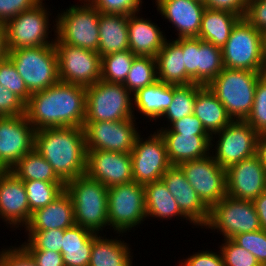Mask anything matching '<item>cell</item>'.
Returning <instances> with one entry per match:
<instances>
[{"mask_svg": "<svg viewBox=\"0 0 266 266\" xmlns=\"http://www.w3.org/2000/svg\"><path fill=\"white\" fill-rule=\"evenodd\" d=\"M31 214L23 180L10 170H0V218L17 229L27 225Z\"/></svg>", "mask_w": 266, "mask_h": 266, "instance_id": "cell-21", "label": "cell"}, {"mask_svg": "<svg viewBox=\"0 0 266 266\" xmlns=\"http://www.w3.org/2000/svg\"><path fill=\"white\" fill-rule=\"evenodd\" d=\"M28 232L27 242L22 245L27 250H52L60 252L62 248V238L64 230L49 229L46 231H26Z\"/></svg>", "mask_w": 266, "mask_h": 266, "instance_id": "cell-41", "label": "cell"}, {"mask_svg": "<svg viewBox=\"0 0 266 266\" xmlns=\"http://www.w3.org/2000/svg\"><path fill=\"white\" fill-rule=\"evenodd\" d=\"M203 85L193 83L183 86L174 85L173 101L161 116L167 118L166 121L171 125L174 121L180 120L189 114H193L196 92Z\"/></svg>", "mask_w": 266, "mask_h": 266, "instance_id": "cell-38", "label": "cell"}, {"mask_svg": "<svg viewBox=\"0 0 266 266\" xmlns=\"http://www.w3.org/2000/svg\"><path fill=\"white\" fill-rule=\"evenodd\" d=\"M42 0H0V22L5 24L19 13L35 7Z\"/></svg>", "mask_w": 266, "mask_h": 266, "instance_id": "cell-50", "label": "cell"}, {"mask_svg": "<svg viewBox=\"0 0 266 266\" xmlns=\"http://www.w3.org/2000/svg\"><path fill=\"white\" fill-rule=\"evenodd\" d=\"M193 114L202 122L211 136L232 121L223 104L207 85L196 92Z\"/></svg>", "mask_w": 266, "mask_h": 266, "instance_id": "cell-30", "label": "cell"}, {"mask_svg": "<svg viewBox=\"0 0 266 266\" xmlns=\"http://www.w3.org/2000/svg\"><path fill=\"white\" fill-rule=\"evenodd\" d=\"M157 80L156 58L136 55L123 85L133 95Z\"/></svg>", "mask_w": 266, "mask_h": 266, "instance_id": "cell-35", "label": "cell"}, {"mask_svg": "<svg viewBox=\"0 0 266 266\" xmlns=\"http://www.w3.org/2000/svg\"><path fill=\"white\" fill-rule=\"evenodd\" d=\"M162 136L169 162L179 165L183 162L200 159L211 153V135H192L178 133H160Z\"/></svg>", "mask_w": 266, "mask_h": 266, "instance_id": "cell-25", "label": "cell"}, {"mask_svg": "<svg viewBox=\"0 0 266 266\" xmlns=\"http://www.w3.org/2000/svg\"><path fill=\"white\" fill-rule=\"evenodd\" d=\"M34 149L66 183L86 172L87 149L82 127H56L35 131Z\"/></svg>", "mask_w": 266, "mask_h": 266, "instance_id": "cell-2", "label": "cell"}, {"mask_svg": "<svg viewBox=\"0 0 266 266\" xmlns=\"http://www.w3.org/2000/svg\"><path fill=\"white\" fill-rule=\"evenodd\" d=\"M179 266H224V261L221 252L202 250L179 261Z\"/></svg>", "mask_w": 266, "mask_h": 266, "instance_id": "cell-52", "label": "cell"}, {"mask_svg": "<svg viewBox=\"0 0 266 266\" xmlns=\"http://www.w3.org/2000/svg\"><path fill=\"white\" fill-rule=\"evenodd\" d=\"M204 4L206 8L230 11L243 18L248 0H205Z\"/></svg>", "mask_w": 266, "mask_h": 266, "instance_id": "cell-53", "label": "cell"}, {"mask_svg": "<svg viewBox=\"0 0 266 266\" xmlns=\"http://www.w3.org/2000/svg\"><path fill=\"white\" fill-rule=\"evenodd\" d=\"M136 138L131 153L133 181L146 185L162 179L172 166L169 162L165 142L160 133L154 132L147 139Z\"/></svg>", "mask_w": 266, "mask_h": 266, "instance_id": "cell-14", "label": "cell"}, {"mask_svg": "<svg viewBox=\"0 0 266 266\" xmlns=\"http://www.w3.org/2000/svg\"><path fill=\"white\" fill-rule=\"evenodd\" d=\"M232 240L253 254L261 265L266 264V231L259 229L237 234Z\"/></svg>", "mask_w": 266, "mask_h": 266, "instance_id": "cell-44", "label": "cell"}, {"mask_svg": "<svg viewBox=\"0 0 266 266\" xmlns=\"http://www.w3.org/2000/svg\"><path fill=\"white\" fill-rule=\"evenodd\" d=\"M54 46L59 81L87 87L101 80V57L97 52L64 43Z\"/></svg>", "mask_w": 266, "mask_h": 266, "instance_id": "cell-13", "label": "cell"}, {"mask_svg": "<svg viewBox=\"0 0 266 266\" xmlns=\"http://www.w3.org/2000/svg\"><path fill=\"white\" fill-rule=\"evenodd\" d=\"M100 13L130 14L140 12L142 0H88Z\"/></svg>", "mask_w": 266, "mask_h": 266, "instance_id": "cell-45", "label": "cell"}, {"mask_svg": "<svg viewBox=\"0 0 266 266\" xmlns=\"http://www.w3.org/2000/svg\"><path fill=\"white\" fill-rule=\"evenodd\" d=\"M129 49L128 16L101 13L99 18L98 54L104 55Z\"/></svg>", "mask_w": 266, "mask_h": 266, "instance_id": "cell-27", "label": "cell"}, {"mask_svg": "<svg viewBox=\"0 0 266 266\" xmlns=\"http://www.w3.org/2000/svg\"><path fill=\"white\" fill-rule=\"evenodd\" d=\"M222 49L223 66L228 69L265 72L264 34L244 17L233 26Z\"/></svg>", "mask_w": 266, "mask_h": 266, "instance_id": "cell-5", "label": "cell"}, {"mask_svg": "<svg viewBox=\"0 0 266 266\" xmlns=\"http://www.w3.org/2000/svg\"><path fill=\"white\" fill-rule=\"evenodd\" d=\"M85 174L108 188L131 182V153L87 150Z\"/></svg>", "mask_w": 266, "mask_h": 266, "instance_id": "cell-18", "label": "cell"}, {"mask_svg": "<svg viewBox=\"0 0 266 266\" xmlns=\"http://www.w3.org/2000/svg\"><path fill=\"white\" fill-rule=\"evenodd\" d=\"M137 15L128 16L129 50L135 55L156 57L167 38L156 23Z\"/></svg>", "mask_w": 266, "mask_h": 266, "instance_id": "cell-24", "label": "cell"}, {"mask_svg": "<svg viewBox=\"0 0 266 266\" xmlns=\"http://www.w3.org/2000/svg\"><path fill=\"white\" fill-rule=\"evenodd\" d=\"M202 202L211 209L226 192V169L210 155L178 165Z\"/></svg>", "mask_w": 266, "mask_h": 266, "instance_id": "cell-15", "label": "cell"}, {"mask_svg": "<svg viewBox=\"0 0 266 266\" xmlns=\"http://www.w3.org/2000/svg\"><path fill=\"white\" fill-rule=\"evenodd\" d=\"M136 119L85 122L86 149L130 153L139 135L134 123Z\"/></svg>", "mask_w": 266, "mask_h": 266, "instance_id": "cell-16", "label": "cell"}, {"mask_svg": "<svg viewBox=\"0 0 266 266\" xmlns=\"http://www.w3.org/2000/svg\"><path fill=\"white\" fill-rule=\"evenodd\" d=\"M75 224L73 201L64 190L50 204L34 210L24 228L25 231L65 230Z\"/></svg>", "mask_w": 266, "mask_h": 266, "instance_id": "cell-23", "label": "cell"}, {"mask_svg": "<svg viewBox=\"0 0 266 266\" xmlns=\"http://www.w3.org/2000/svg\"><path fill=\"white\" fill-rule=\"evenodd\" d=\"M5 25L0 22V61L8 57Z\"/></svg>", "mask_w": 266, "mask_h": 266, "instance_id": "cell-57", "label": "cell"}, {"mask_svg": "<svg viewBox=\"0 0 266 266\" xmlns=\"http://www.w3.org/2000/svg\"><path fill=\"white\" fill-rule=\"evenodd\" d=\"M252 202L259 217L261 230L266 231V191L255 198Z\"/></svg>", "mask_w": 266, "mask_h": 266, "instance_id": "cell-55", "label": "cell"}, {"mask_svg": "<svg viewBox=\"0 0 266 266\" xmlns=\"http://www.w3.org/2000/svg\"><path fill=\"white\" fill-rule=\"evenodd\" d=\"M5 249L0 251V266H38L35 259L23 245L10 246L9 249Z\"/></svg>", "mask_w": 266, "mask_h": 266, "instance_id": "cell-48", "label": "cell"}, {"mask_svg": "<svg viewBox=\"0 0 266 266\" xmlns=\"http://www.w3.org/2000/svg\"><path fill=\"white\" fill-rule=\"evenodd\" d=\"M244 18L259 32L266 34V1L248 0Z\"/></svg>", "mask_w": 266, "mask_h": 266, "instance_id": "cell-51", "label": "cell"}, {"mask_svg": "<svg viewBox=\"0 0 266 266\" xmlns=\"http://www.w3.org/2000/svg\"><path fill=\"white\" fill-rule=\"evenodd\" d=\"M258 134H266V74L257 81L254 103L245 120Z\"/></svg>", "mask_w": 266, "mask_h": 266, "instance_id": "cell-40", "label": "cell"}, {"mask_svg": "<svg viewBox=\"0 0 266 266\" xmlns=\"http://www.w3.org/2000/svg\"><path fill=\"white\" fill-rule=\"evenodd\" d=\"M206 228L217 230L224 239H232L237 234L257 231L261 226L252 201L226 195L210 209Z\"/></svg>", "mask_w": 266, "mask_h": 266, "instance_id": "cell-10", "label": "cell"}, {"mask_svg": "<svg viewBox=\"0 0 266 266\" xmlns=\"http://www.w3.org/2000/svg\"><path fill=\"white\" fill-rule=\"evenodd\" d=\"M223 68L222 49L199 38L198 84L208 85Z\"/></svg>", "mask_w": 266, "mask_h": 266, "instance_id": "cell-36", "label": "cell"}, {"mask_svg": "<svg viewBox=\"0 0 266 266\" xmlns=\"http://www.w3.org/2000/svg\"><path fill=\"white\" fill-rule=\"evenodd\" d=\"M69 6L55 19V42L92 50L98 53L99 18L101 13L89 2Z\"/></svg>", "mask_w": 266, "mask_h": 266, "instance_id": "cell-6", "label": "cell"}, {"mask_svg": "<svg viewBox=\"0 0 266 266\" xmlns=\"http://www.w3.org/2000/svg\"><path fill=\"white\" fill-rule=\"evenodd\" d=\"M157 77L168 85L183 86L194 82L186 73L184 55L182 53V38L167 40L156 55Z\"/></svg>", "mask_w": 266, "mask_h": 266, "instance_id": "cell-26", "label": "cell"}, {"mask_svg": "<svg viewBox=\"0 0 266 266\" xmlns=\"http://www.w3.org/2000/svg\"><path fill=\"white\" fill-rule=\"evenodd\" d=\"M95 233L77 224L64 230L60 250L64 266H89Z\"/></svg>", "mask_w": 266, "mask_h": 266, "instance_id": "cell-29", "label": "cell"}, {"mask_svg": "<svg viewBox=\"0 0 266 266\" xmlns=\"http://www.w3.org/2000/svg\"><path fill=\"white\" fill-rule=\"evenodd\" d=\"M198 52L199 38H182V53L187 75L198 84Z\"/></svg>", "mask_w": 266, "mask_h": 266, "instance_id": "cell-47", "label": "cell"}, {"mask_svg": "<svg viewBox=\"0 0 266 266\" xmlns=\"http://www.w3.org/2000/svg\"><path fill=\"white\" fill-rule=\"evenodd\" d=\"M10 171L23 181L42 180L53 183H65L52 166L35 149L22 157Z\"/></svg>", "mask_w": 266, "mask_h": 266, "instance_id": "cell-34", "label": "cell"}, {"mask_svg": "<svg viewBox=\"0 0 266 266\" xmlns=\"http://www.w3.org/2000/svg\"><path fill=\"white\" fill-rule=\"evenodd\" d=\"M174 85H168L160 80L138 90L133 94L134 104L143 117L151 120L160 118L173 101Z\"/></svg>", "mask_w": 266, "mask_h": 266, "instance_id": "cell-28", "label": "cell"}, {"mask_svg": "<svg viewBox=\"0 0 266 266\" xmlns=\"http://www.w3.org/2000/svg\"><path fill=\"white\" fill-rule=\"evenodd\" d=\"M34 134L25 115L0 117V170H10L34 149Z\"/></svg>", "mask_w": 266, "mask_h": 266, "instance_id": "cell-17", "label": "cell"}, {"mask_svg": "<svg viewBox=\"0 0 266 266\" xmlns=\"http://www.w3.org/2000/svg\"><path fill=\"white\" fill-rule=\"evenodd\" d=\"M132 101L133 95L123 84L99 80L86 87L85 122L135 118Z\"/></svg>", "mask_w": 266, "mask_h": 266, "instance_id": "cell-8", "label": "cell"}, {"mask_svg": "<svg viewBox=\"0 0 266 266\" xmlns=\"http://www.w3.org/2000/svg\"><path fill=\"white\" fill-rule=\"evenodd\" d=\"M25 116L35 131L56 127H82L86 117V87L58 81L31 94Z\"/></svg>", "mask_w": 266, "mask_h": 266, "instance_id": "cell-1", "label": "cell"}, {"mask_svg": "<svg viewBox=\"0 0 266 266\" xmlns=\"http://www.w3.org/2000/svg\"><path fill=\"white\" fill-rule=\"evenodd\" d=\"M219 248L224 266H261L253 254L240 247L232 239H224V243Z\"/></svg>", "mask_w": 266, "mask_h": 266, "instance_id": "cell-43", "label": "cell"}, {"mask_svg": "<svg viewBox=\"0 0 266 266\" xmlns=\"http://www.w3.org/2000/svg\"><path fill=\"white\" fill-rule=\"evenodd\" d=\"M144 185L134 181L108 188L109 228L118 234L126 233L146 218Z\"/></svg>", "mask_w": 266, "mask_h": 266, "instance_id": "cell-9", "label": "cell"}, {"mask_svg": "<svg viewBox=\"0 0 266 266\" xmlns=\"http://www.w3.org/2000/svg\"><path fill=\"white\" fill-rule=\"evenodd\" d=\"M264 43H265V62H266V34L264 35Z\"/></svg>", "mask_w": 266, "mask_h": 266, "instance_id": "cell-58", "label": "cell"}, {"mask_svg": "<svg viewBox=\"0 0 266 266\" xmlns=\"http://www.w3.org/2000/svg\"><path fill=\"white\" fill-rule=\"evenodd\" d=\"M157 11L178 31V38L198 37L206 6L198 0H155Z\"/></svg>", "mask_w": 266, "mask_h": 266, "instance_id": "cell-22", "label": "cell"}, {"mask_svg": "<svg viewBox=\"0 0 266 266\" xmlns=\"http://www.w3.org/2000/svg\"><path fill=\"white\" fill-rule=\"evenodd\" d=\"M266 191V169L255 155L226 169L227 195L253 201Z\"/></svg>", "mask_w": 266, "mask_h": 266, "instance_id": "cell-19", "label": "cell"}, {"mask_svg": "<svg viewBox=\"0 0 266 266\" xmlns=\"http://www.w3.org/2000/svg\"><path fill=\"white\" fill-rule=\"evenodd\" d=\"M43 1L4 24L8 51L54 44L55 37L50 41L48 39V34L51 32L49 31L51 14L45 8Z\"/></svg>", "mask_w": 266, "mask_h": 266, "instance_id": "cell-11", "label": "cell"}, {"mask_svg": "<svg viewBox=\"0 0 266 266\" xmlns=\"http://www.w3.org/2000/svg\"><path fill=\"white\" fill-rule=\"evenodd\" d=\"M240 18L239 15L230 11L206 8L197 38L222 48L229 39L233 26Z\"/></svg>", "mask_w": 266, "mask_h": 266, "instance_id": "cell-31", "label": "cell"}, {"mask_svg": "<svg viewBox=\"0 0 266 266\" xmlns=\"http://www.w3.org/2000/svg\"><path fill=\"white\" fill-rule=\"evenodd\" d=\"M30 211L45 207L65 190L66 183H53L42 180L23 181Z\"/></svg>", "mask_w": 266, "mask_h": 266, "instance_id": "cell-39", "label": "cell"}, {"mask_svg": "<svg viewBox=\"0 0 266 266\" xmlns=\"http://www.w3.org/2000/svg\"><path fill=\"white\" fill-rule=\"evenodd\" d=\"M162 180L189 222L204 228L209 221L210 209L199 198L181 168L172 165L162 176Z\"/></svg>", "mask_w": 266, "mask_h": 266, "instance_id": "cell-20", "label": "cell"}, {"mask_svg": "<svg viewBox=\"0 0 266 266\" xmlns=\"http://www.w3.org/2000/svg\"><path fill=\"white\" fill-rule=\"evenodd\" d=\"M216 135V137H215ZM218 135V137H217ZM216 145L212 142H215ZM259 134L246 122L232 120L221 131L212 135L211 156L224 169L256 155Z\"/></svg>", "mask_w": 266, "mask_h": 266, "instance_id": "cell-12", "label": "cell"}, {"mask_svg": "<svg viewBox=\"0 0 266 266\" xmlns=\"http://www.w3.org/2000/svg\"><path fill=\"white\" fill-rule=\"evenodd\" d=\"M130 246L115 239H107L95 233L89 266H132Z\"/></svg>", "mask_w": 266, "mask_h": 266, "instance_id": "cell-32", "label": "cell"}, {"mask_svg": "<svg viewBox=\"0 0 266 266\" xmlns=\"http://www.w3.org/2000/svg\"><path fill=\"white\" fill-rule=\"evenodd\" d=\"M8 58L31 94L43 91L59 81L54 44L9 50Z\"/></svg>", "mask_w": 266, "mask_h": 266, "instance_id": "cell-7", "label": "cell"}, {"mask_svg": "<svg viewBox=\"0 0 266 266\" xmlns=\"http://www.w3.org/2000/svg\"><path fill=\"white\" fill-rule=\"evenodd\" d=\"M0 84L15 93L25 103L31 96L24 80L20 77L13 62L8 57L0 61Z\"/></svg>", "mask_w": 266, "mask_h": 266, "instance_id": "cell-42", "label": "cell"}, {"mask_svg": "<svg viewBox=\"0 0 266 266\" xmlns=\"http://www.w3.org/2000/svg\"><path fill=\"white\" fill-rule=\"evenodd\" d=\"M146 216L170 220L180 217L189 221L179 209L176 200L169 192L163 180L144 185Z\"/></svg>", "mask_w": 266, "mask_h": 266, "instance_id": "cell-33", "label": "cell"}, {"mask_svg": "<svg viewBox=\"0 0 266 266\" xmlns=\"http://www.w3.org/2000/svg\"><path fill=\"white\" fill-rule=\"evenodd\" d=\"M157 131L159 133L210 135L204 128L202 122L194 114H189L180 120L174 121L168 127H161Z\"/></svg>", "mask_w": 266, "mask_h": 266, "instance_id": "cell-46", "label": "cell"}, {"mask_svg": "<svg viewBox=\"0 0 266 266\" xmlns=\"http://www.w3.org/2000/svg\"><path fill=\"white\" fill-rule=\"evenodd\" d=\"M65 191L73 201L77 225L97 234L109 227L107 186L85 174L67 181Z\"/></svg>", "mask_w": 266, "mask_h": 266, "instance_id": "cell-3", "label": "cell"}, {"mask_svg": "<svg viewBox=\"0 0 266 266\" xmlns=\"http://www.w3.org/2000/svg\"><path fill=\"white\" fill-rule=\"evenodd\" d=\"M135 56L128 49L101 57V80L108 83L124 84Z\"/></svg>", "mask_w": 266, "mask_h": 266, "instance_id": "cell-37", "label": "cell"}, {"mask_svg": "<svg viewBox=\"0 0 266 266\" xmlns=\"http://www.w3.org/2000/svg\"><path fill=\"white\" fill-rule=\"evenodd\" d=\"M25 115V102L0 84V117Z\"/></svg>", "mask_w": 266, "mask_h": 266, "instance_id": "cell-49", "label": "cell"}, {"mask_svg": "<svg viewBox=\"0 0 266 266\" xmlns=\"http://www.w3.org/2000/svg\"><path fill=\"white\" fill-rule=\"evenodd\" d=\"M264 73L224 67L207 86L232 120L245 121L253 107L257 81Z\"/></svg>", "mask_w": 266, "mask_h": 266, "instance_id": "cell-4", "label": "cell"}, {"mask_svg": "<svg viewBox=\"0 0 266 266\" xmlns=\"http://www.w3.org/2000/svg\"><path fill=\"white\" fill-rule=\"evenodd\" d=\"M38 266H64L61 252L52 250H28Z\"/></svg>", "mask_w": 266, "mask_h": 266, "instance_id": "cell-54", "label": "cell"}, {"mask_svg": "<svg viewBox=\"0 0 266 266\" xmlns=\"http://www.w3.org/2000/svg\"><path fill=\"white\" fill-rule=\"evenodd\" d=\"M256 156L266 169V134H259L258 136Z\"/></svg>", "mask_w": 266, "mask_h": 266, "instance_id": "cell-56", "label": "cell"}]
</instances>
